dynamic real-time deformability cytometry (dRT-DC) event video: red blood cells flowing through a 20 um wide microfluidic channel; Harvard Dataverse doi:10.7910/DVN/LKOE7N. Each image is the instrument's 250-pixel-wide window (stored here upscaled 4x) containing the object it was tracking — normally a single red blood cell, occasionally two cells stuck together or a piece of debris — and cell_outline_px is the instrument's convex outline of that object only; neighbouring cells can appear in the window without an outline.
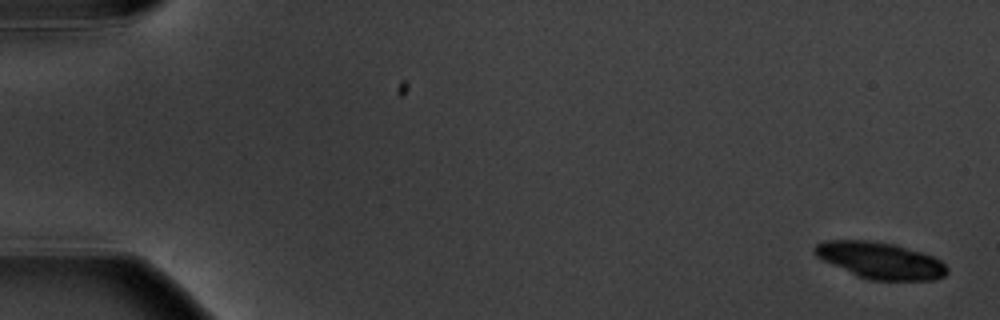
{"species": "common noctule bat (a hibernating species)", "species_latin": "Nyctalus noctula", "temperature_condition": "warm", "stored_images_in_passage": 7, "camera_frame_rate_fps": 3000, "um_per_image_px": 0.085, "animal": {"sex": "male", "body_mass_g": 20.1, "forearm_length_mm": 53.5}, "frame": {"image": 1, "passage_image": 1, "time_ms": 0.0, "image_size_px": [1000, 320], "cell_outline_px": [[948, 272], [944, 276], [936, 280], [868, 280], [856, 276], [816, 256], [812, 252], [812, 248], [816, 244], [824, 240], [868, 240], [896, 244], [932, 256], [940, 260], [948, 268]], "centroid_in_image_um": [74.81, 22.13], "position_along_channel_um": 10.2, "area_um2": 28.32}}